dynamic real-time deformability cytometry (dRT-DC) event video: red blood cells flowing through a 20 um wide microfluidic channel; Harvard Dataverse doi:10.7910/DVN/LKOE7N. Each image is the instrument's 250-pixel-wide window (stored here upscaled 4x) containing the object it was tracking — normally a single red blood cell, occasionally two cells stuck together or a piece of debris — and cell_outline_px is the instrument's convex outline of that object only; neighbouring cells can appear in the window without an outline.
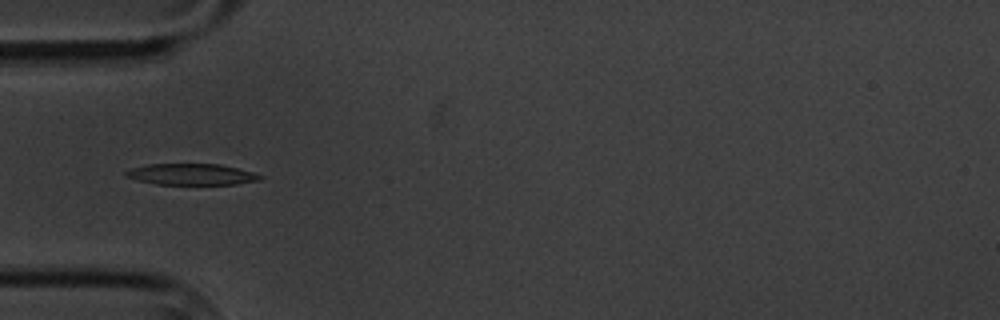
{"species": "common noctule bat (a hibernating species)", "species_latin": "Nyctalus noctula", "temperature_condition": "cold", "stored_images_in_passage": 9, "camera_frame_rate_fps": 3000, "um_per_image_px": 0.085, "animal": {"sex": "male", "body_mass_g": 20.1, "forearm_length_mm": 53.5}, "frame": {"image": 1, "passage_image": 6, "time_ms": 5.667, "image_size_px": [1000, 320], "cell_outline_px": [[264, 176], [260, 180], [236, 184], [156, 184], [136, 180], [124, 176], [124, 172], [132, 168], [148, 164], [220, 164], [252, 172]], "centroid_in_image_um": [16.25, 14.82], "position_along_channel_um": 68.8, "area_um2": 16.53}}
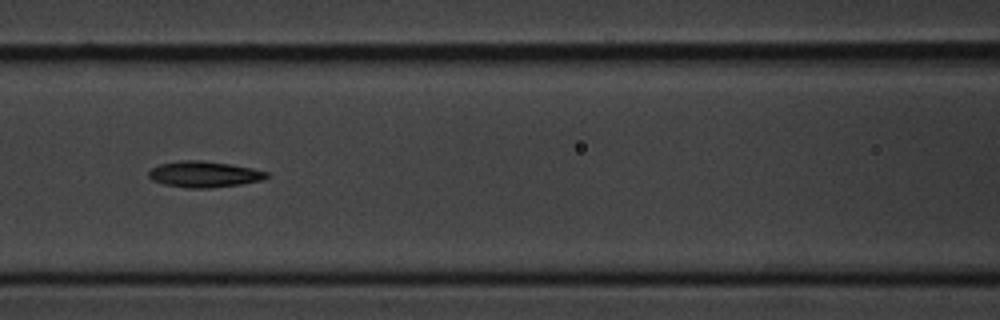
{"frame": {"image": 2, "passage_image": 8, "time_ms": 8.0, "image_size_px": [1000, 320], "cell_outline_px": [[272, 176], [264, 180], [240, 184], [212, 188], [188, 188], [164, 184], [152, 180], [148, 176], [148, 172], [152, 168], [160, 164], [184, 160], [200, 160], [232, 164], [252, 168], [268, 172]], "centroid_in_image_um": [17.4, 14.81], "position_along_channel_um": 149.2, "area_um2": 18.03}}
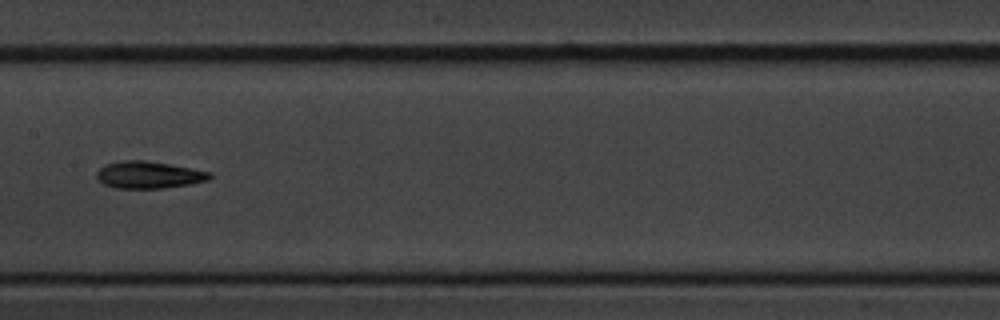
{"frame": {"image": 3, "passage_image": 9, "time_ms": 9.333, "image_size_px": [1000, 320], "cell_outline_px": [[212, 176], [208, 180], [188, 184], [164, 188], [116, 188], [104, 184], [96, 176], [96, 172], [104, 164], [124, 160], [144, 160], [192, 168], [212, 172]], "centroid_in_image_um": [12.64, 14.86], "position_along_channel_um": 194.8, "area_um2": 17.74}}